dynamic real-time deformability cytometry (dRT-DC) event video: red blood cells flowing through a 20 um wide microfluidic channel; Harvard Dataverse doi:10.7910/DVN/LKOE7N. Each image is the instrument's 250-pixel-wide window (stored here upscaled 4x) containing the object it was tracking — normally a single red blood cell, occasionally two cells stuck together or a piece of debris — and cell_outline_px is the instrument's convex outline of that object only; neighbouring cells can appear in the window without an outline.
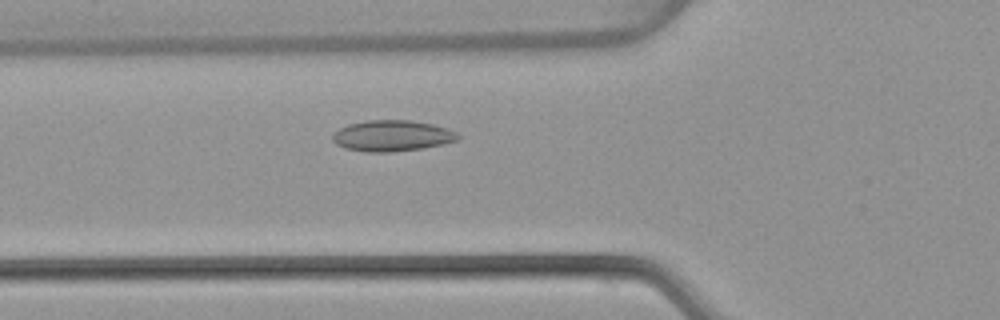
{"species": "common noctule bat (a hibernating species)", "species_latin": "Nyctalus noctula", "temperature_condition": "warm", "stored_images_in_passage": 39, "camera_frame_rate_fps": 3000, "um_per_image_px": 0.085, "animal": {"sex": "female", "body_mass_g": 22.7, "forearm_length_mm": 54.2}, "frame": {"image": 1, "passage_image": 8, "time_ms": 2.333, "image_size_px": [1000, 320], "cell_outline_px": [[460, 136], [456, 140], [440, 144], [420, 148], [388, 152], [368, 152], [344, 148], [336, 144], [332, 140], [332, 136], [340, 128], [348, 124], [364, 120], [408, 120], [432, 124], [448, 128], [456, 132]], "centroid_in_image_um": [33.29, 11.53], "position_along_channel_um": 92.5, "area_um2": 22.43}}
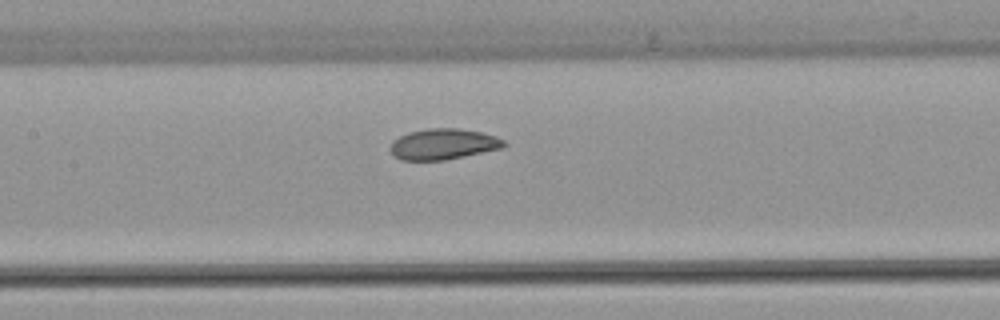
{"frame": {"image": 2, "passage_image": 14, "time_ms": 4.333, "image_size_px": [1000, 320], "cell_outline_px": [[508, 144], [504, 148], [444, 160], [400, 160], [388, 148], [392, 140], [408, 132], [428, 128], [456, 128], [480, 132], [496, 136], [504, 140]], "centroid_in_image_um": [37.68, 12.25], "position_along_channel_um": 169.7, "area_um2": 20.52}}
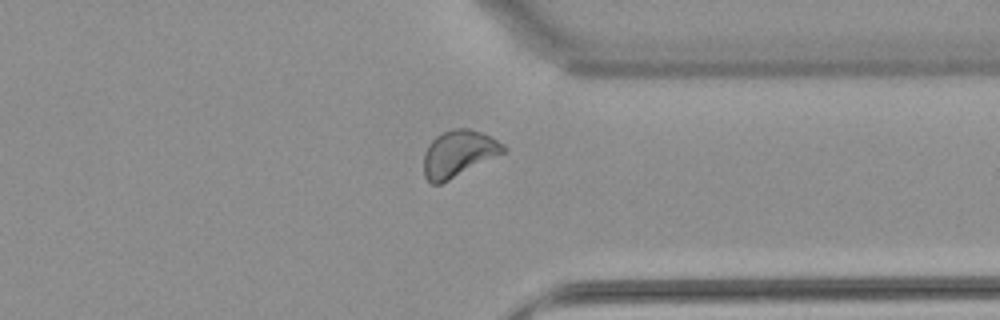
{"frame": {"image": 3, "passage_image": 30, "time_ms": 9.667, "image_size_px": [1000, 320], "cell_outline_px": [[508, 148], [504, 152], [440, 184], [432, 184], [424, 176], [424, 156], [428, 144], [436, 136], [452, 128], [468, 128], [480, 132], [504, 144]], "centroid_in_image_um": [38.95, 13.04], "position_along_channel_um": 372.5, "area_um2": 21.15}}